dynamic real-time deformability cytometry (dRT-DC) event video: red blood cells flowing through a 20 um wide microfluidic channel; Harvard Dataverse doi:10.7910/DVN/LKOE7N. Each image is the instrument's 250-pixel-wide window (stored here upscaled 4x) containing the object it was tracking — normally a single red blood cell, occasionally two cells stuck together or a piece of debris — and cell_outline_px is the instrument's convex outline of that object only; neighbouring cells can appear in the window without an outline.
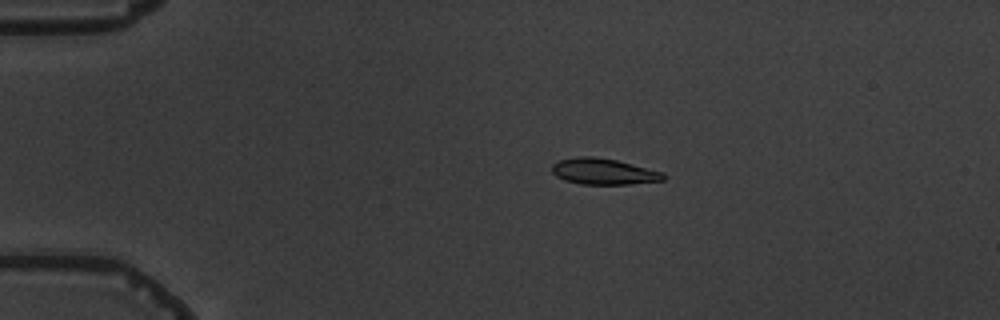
{"species": "common noctule bat (a hibernating species)", "species_latin": "Nyctalus noctula", "temperature_condition": "warm", "stored_images_in_passage": 6, "camera_frame_rate_fps": 3000, "um_per_image_px": 0.085, "animal": {"sex": "male", "body_mass_g": 19.5, "forearm_length_mm": 54.6}, "frame": {"image": 1, "passage_image": 3, "time_ms": 3.0, "image_size_px": [1000, 320], "cell_outline_px": [[664, 180], [628, 184], [580, 184], [564, 180], [556, 176], [552, 172], [552, 164], [560, 160], [580, 156], [592, 156], [616, 160], [664, 172]], "centroid_in_image_um": [51.28, 14.58], "position_along_channel_um": 33.7, "area_um2": 16.82}}